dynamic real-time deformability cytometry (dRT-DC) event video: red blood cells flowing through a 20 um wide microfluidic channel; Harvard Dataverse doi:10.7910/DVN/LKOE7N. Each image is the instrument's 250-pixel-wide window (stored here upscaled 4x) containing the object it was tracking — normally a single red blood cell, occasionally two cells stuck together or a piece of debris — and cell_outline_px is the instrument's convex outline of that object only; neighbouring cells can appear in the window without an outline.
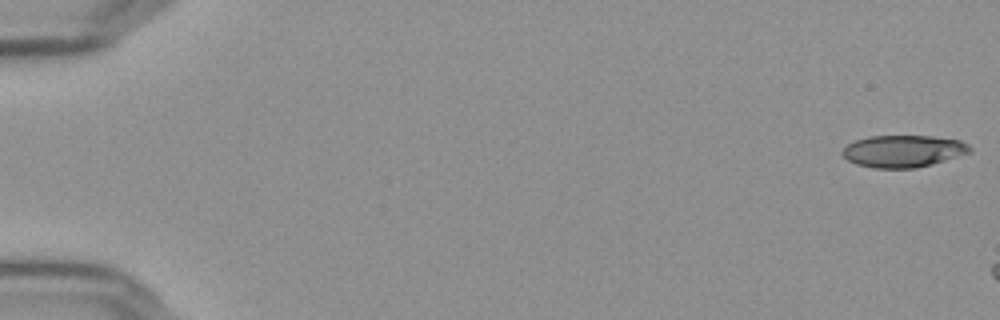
{"species": "Egyptian fruit bat (a non-hibernating species)", "species_latin": "Rousettus aegyptiacus", "temperature_condition": "cold", "stored_images_in_passage": 12, "camera_frame_rate_fps": 3000, "um_per_image_px": 0.085, "frame": {"image": 1, "passage_image": 1, "time_ms": 0.0, "image_size_px": [1000, 320], "cell_outline_px": [[972, 152], [932, 164], [916, 168], [872, 168], [856, 164], [848, 160], [840, 152], [848, 144], [856, 140], [868, 136], [932, 136], [960, 140], [968, 144], [972, 148]], "centroid_in_image_um": [76.78, 12.85], "position_along_channel_um": 8.2, "area_um2": 23.87}}